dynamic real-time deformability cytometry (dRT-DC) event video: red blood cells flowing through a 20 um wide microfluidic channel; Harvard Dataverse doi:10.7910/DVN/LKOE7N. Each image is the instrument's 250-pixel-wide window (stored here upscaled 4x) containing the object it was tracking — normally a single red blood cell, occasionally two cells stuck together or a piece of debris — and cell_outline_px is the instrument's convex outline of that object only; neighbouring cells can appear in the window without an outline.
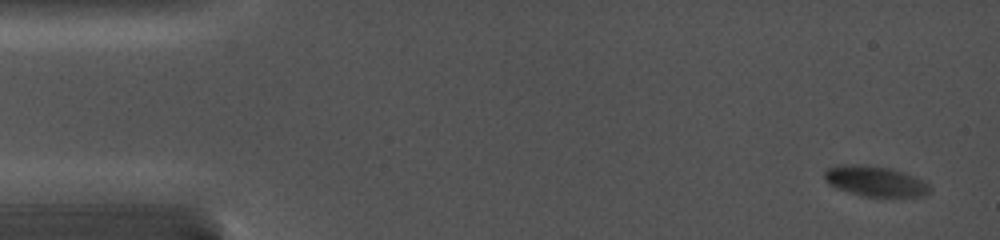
{"species": "common noctule bat (a hibernating species)", "species_latin": "Nyctalus noctula", "temperature_condition": "cold", "stored_images_in_passage": 24, "camera_frame_rate_fps": 5000, "um_per_image_px": 0.085, "animal": {"sex": "female", "body_mass_g": 19.0, "forearm_length_mm": 56.7}, "frame": {"image": 1, "passage_image": 1, "time_ms": 0.0, "image_size_px": [1000, 240], "cell_outline_px": [[932, 192], [924, 196], [864, 196], [848, 192], [836, 188], [828, 184], [824, 180], [824, 172], [828, 168], [840, 164], [856, 164], [892, 168], [912, 176], [928, 184]], "centroid_in_image_um": [74.35, 15.4], "position_along_channel_um": 10.7, "area_um2": 18.55}}
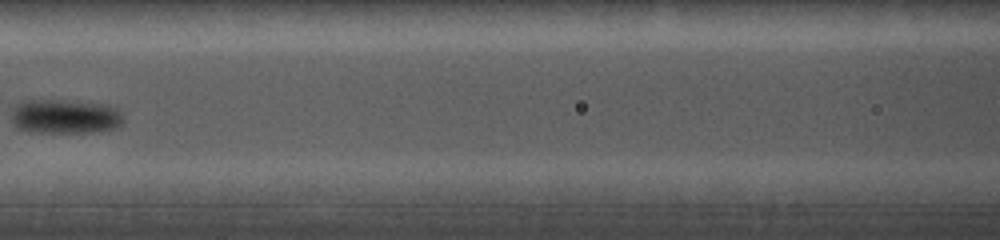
{"frame": {"image": 2, "passage_image": 10, "time_ms": 7.0, "image_size_px": [1000, 240], "cell_outline_px": [[124, 120], [120, 128], [88, 132], [40, 132], [16, 128], [12, 120], [12, 108], [20, 100], [76, 100], [116, 104], [120, 108]], "centroid_in_image_um": [5.63, 9.86], "position_along_channel_um": 161.0, "area_um2": 23.24}}
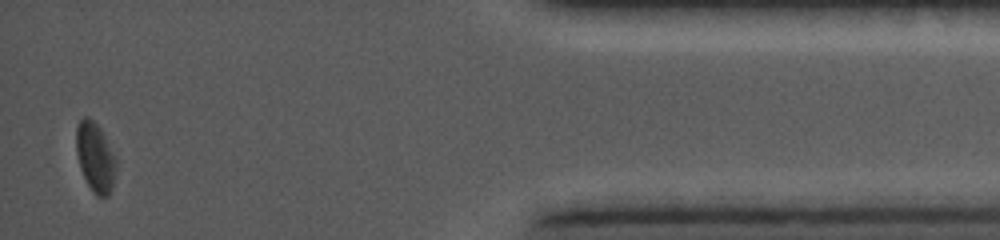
{"frame": {"image": 3, "passage_image": 24, "time_ms": 15.0, "image_size_px": [1000, 240], "cell_outline_px": [[116, 168], [112, 188], [108, 196], [96, 196], [92, 192], [80, 168], [76, 152], [76, 128], [80, 120], [84, 116], [88, 116], [100, 128], [116, 160]], "centroid_in_image_um": [8.08, 13.37], "position_along_channel_um": 427.1, "area_um2": 15.95}}